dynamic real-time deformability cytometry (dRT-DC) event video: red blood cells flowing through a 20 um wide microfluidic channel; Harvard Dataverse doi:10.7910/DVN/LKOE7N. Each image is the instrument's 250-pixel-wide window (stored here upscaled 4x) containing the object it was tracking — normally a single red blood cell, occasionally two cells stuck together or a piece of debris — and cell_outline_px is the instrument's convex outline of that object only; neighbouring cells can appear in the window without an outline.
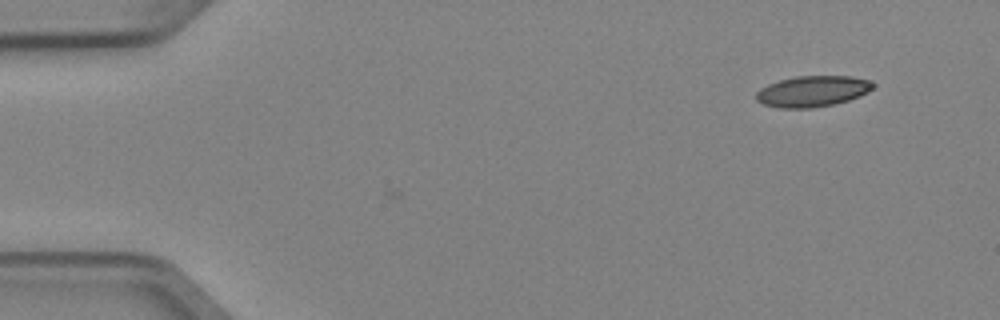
{"species": "Egyptian fruit bat (a non-hibernating species)", "species_latin": "Rousettus aegyptiacus", "temperature_condition": "cold", "stored_images_in_passage": 3, "camera_frame_rate_fps": 3000, "um_per_image_px": 0.085, "animal": {"sex": "female"}, "frame": {"image": 1, "passage_image": 3, "time_ms": 0.667, "image_size_px": [1000, 320], "cell_outline_px": [[876, 84], [868, 92], [860, 96], [848, 100], [832, 104], [812, 108], [780, 108], [764, 104], [756, 100], [756, 92], [760, 88], [768, 84], [780, 80], [796, 76], [852, 76], [872, 80]], "centroid_in_image_um": [69.09, 7.75], "position_along_channel_um": 15.9, "area_um2": 21.15}}